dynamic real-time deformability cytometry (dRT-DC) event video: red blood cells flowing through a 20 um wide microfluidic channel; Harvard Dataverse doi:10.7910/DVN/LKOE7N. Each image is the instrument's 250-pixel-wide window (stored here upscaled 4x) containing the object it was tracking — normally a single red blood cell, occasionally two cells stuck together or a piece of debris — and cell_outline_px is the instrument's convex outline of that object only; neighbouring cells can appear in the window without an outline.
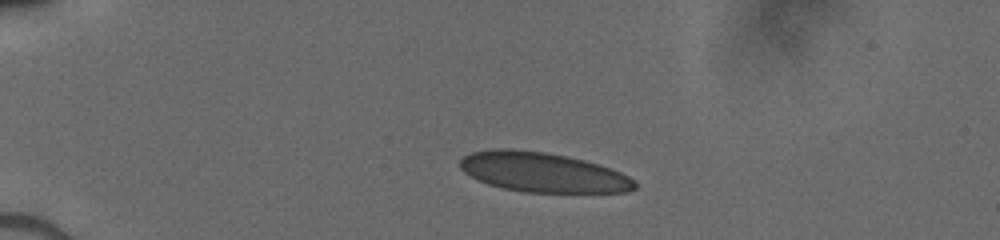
{"species": "human", "species_latin": "Homo sapiens", "temperature_condition": "cold", "stored_images_in_passage": 39, "camera_frame_rate_fps": 3000, "um_per_image_px": 0.085, "donor": {"sex": "male"}, "frame": {"image": 1, "passage_image": 1, "time_ms": 0.0, "image_size_px": [1000, 240], "cell_outline_px": [[636, 188], [628, 192], [524, 192], [504, 188], [488, 184], [476, 180], [464, 172], [460, 168], [460, 160], [464, 156], [472, 152], [492, 148], [512, 148], [544, 152], [584, 160], [620, 172], [628, 176], [636, 184]], "centroid_in_image_um": [46.08, 14.64], "position_along_channel_um": 38.9, "area_um2": 40.23}}
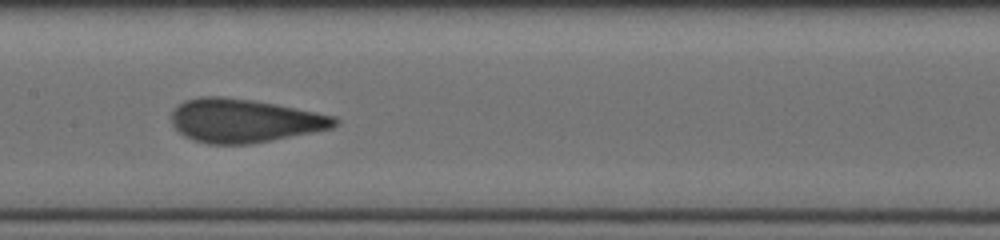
{"frame": {"image": 2, "passage_image": 16, "time_ms": 5.0, "image_size_px": [1000, 240], "cell_outline_px": [[340, 124], [332, 128], [272, 140], [248, 144], [208, 144], [192, 140], [184, 136], [172, 124], [172, 112], [184, 100], [200, 96], [220, 96], [248, 100], [272, 104], [316, 112], [336, 116], [340, 120]], "centroid_in_image_um": [20.76, 10.26], "position_along_channel_um": 186.6, "area_um2": 41.15}}
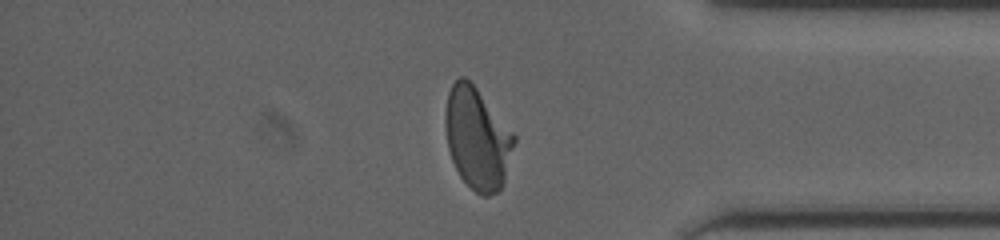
{"frame": {"image": 3, "passage_image": 32, "time_ms": 10.333, "image_size_px": [1000, 240], "cell_outline_px": [[516, 140], [504, 180], [500, 188], [496, 192], [488, 196], [484, 196], [476, 192], [460, 176], [452, 160], [448, 148], [444, 124], [444, 112], [448, 92], [452, 84], [460, 76], [464, 76], [476, 88], [516, 136]], "centroid_in_image_um": [40.54, 11.75], "position_along_channel_um": 394.7, "area_um2": 40.34}}